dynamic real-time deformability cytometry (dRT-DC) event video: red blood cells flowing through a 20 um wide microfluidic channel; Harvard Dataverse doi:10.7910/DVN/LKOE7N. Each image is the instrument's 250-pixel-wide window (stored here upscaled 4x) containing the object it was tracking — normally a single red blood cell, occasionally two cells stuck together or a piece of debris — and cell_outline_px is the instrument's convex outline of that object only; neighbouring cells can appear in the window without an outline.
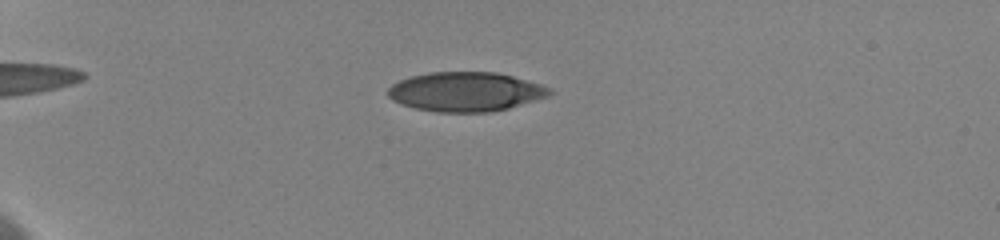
{"species": "human", "species_latin": "Homo sapiens", "temperature_condition": "cold", "stored_images_in_passage": 7, "camera_frame_rate_fps": 3000, "um_per_image_px": 0.085, "donor": {"sex": "female"}, "frame": {"image": 1, "passage_image": 2, "time_ms": 1.0, "image_size_px": [1000, 240], "cell_outline_px": [[552, 92], [548, 96], [508, 108], [492, 112], [436, 112], [416, 108], [400, 104], [392, 100], [388, 96], [388, 88], [392, 84], [400, 80], [412, 76], [428, 72], [496, 72], [512, 76], [540, 84], [552, 88]], "centroid_in_image_um": [39.56, 7.8], "position_along_channel_um": 45.4, "area_um2": 36.99}}